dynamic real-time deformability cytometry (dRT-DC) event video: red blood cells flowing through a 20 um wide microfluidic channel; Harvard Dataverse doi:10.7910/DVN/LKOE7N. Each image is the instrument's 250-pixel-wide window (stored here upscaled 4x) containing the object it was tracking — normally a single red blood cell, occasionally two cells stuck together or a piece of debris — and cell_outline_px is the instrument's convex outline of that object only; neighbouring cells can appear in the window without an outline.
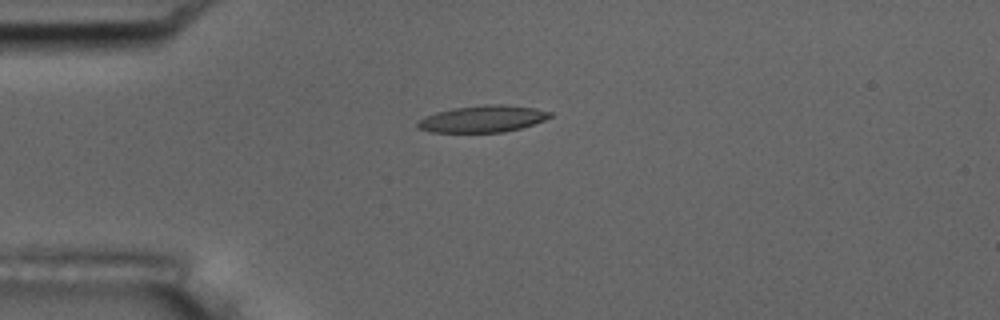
{"species": "common noctule bat (a hibernating species)", "species_latin": "Nyctalus noctula", "temperature_condition": "room temperature", "stored_images_in_passage": 8, "camera_frame_rate_fps": 3000, "um_per_image_px": 0.085, "animal": {"sex": "male", "body_mass_g": 17.5, "forearm_length_mm": 52.3}, "frame": {"image": 1, "passage_image": 4, "time_ms": 1.0, "image_size_px": [1000, 320], "cell_outline_px": [[552, 116], [544, 120], [520, 128], [504, 132], [432, 132], [416, 128], [416, 120], [424, 116], [436, 112], [452, 108], [484, 104], [500, 104], [536, 108], [552, 112]], "centroid_in_image_um": [40.98, 10.1], "position_along_channel_um": 44.0, "area_um2": 20.81}}
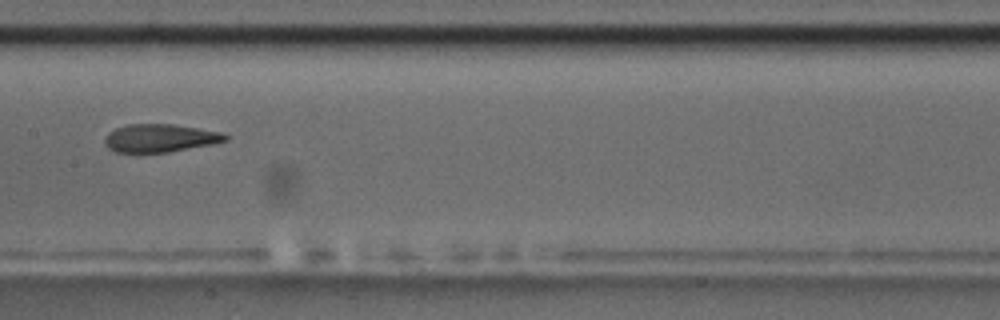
{"frame": {"image": 2, "passage_image": 8, "time_ms": 2.333, "image_size_px": [1000, 320], "cell_outline_px": [[228, 140], [212, 144], [168, 152], [116, 152], [108, 148], [104, 144], [104, 136], [108, 132], [116, 128], [128, 124], [172, 124], [220, 132], [228, 136]], "centroid_in_image_um": [13.55, 11.74], "position_along_channel_um": 193.8, "area_um2": 19.59}}